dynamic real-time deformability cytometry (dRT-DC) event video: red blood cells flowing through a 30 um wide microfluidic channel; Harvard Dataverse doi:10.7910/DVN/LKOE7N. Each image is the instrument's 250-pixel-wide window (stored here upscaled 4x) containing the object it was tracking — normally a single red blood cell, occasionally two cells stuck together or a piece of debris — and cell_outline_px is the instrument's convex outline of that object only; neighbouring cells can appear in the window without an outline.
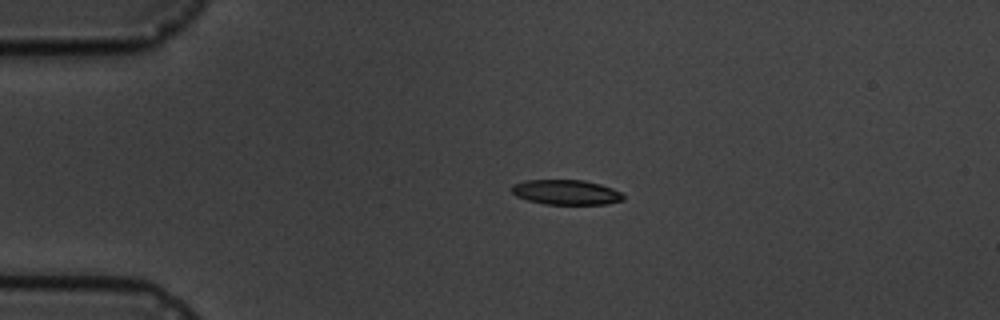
{"species": "common noctule bat (a hibernating species)", "species_latin": "Nyctalus noctula", "temperature_condition": "cold", "stored_images_in_passage": 4, "camera_frame_rate_fps": 3000, "um_per_image_px": 0.085, "animal": {"sex": "male", "body_mass_g": 19.5, "forearm_length_mm": 54.6}, "frame": {"image": 1, "passage_image": 3, "time_ms": 3.333, "image_size_px": [1000, 320], "cell_outline_px": [[624, 200], [608, 204], [544, 204], [528, 200], [516, 196], [512, 192], [512, 184], [524, 180], [584, 180], [600, 184], [612, 188], [620, 192], [624, 196]], "centroid_in_image_um": [48.12, 16.34], "position_along_channel_um": 36.9, "area_um2": 16.24}}